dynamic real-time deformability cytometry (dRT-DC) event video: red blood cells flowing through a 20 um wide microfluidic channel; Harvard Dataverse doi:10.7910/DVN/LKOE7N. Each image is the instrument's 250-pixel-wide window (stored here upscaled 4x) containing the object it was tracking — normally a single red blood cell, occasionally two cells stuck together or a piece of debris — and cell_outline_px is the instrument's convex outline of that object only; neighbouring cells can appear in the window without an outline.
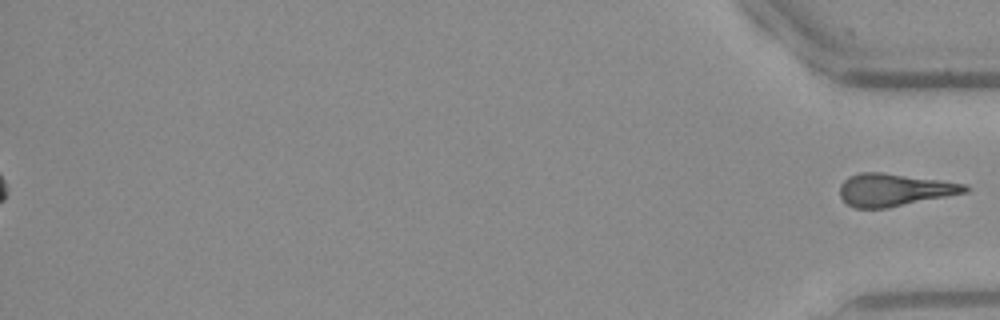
{"species": "Egyptian fruit bat (a non-hibernating species)", "species_latin": "Rousettus aegyptiacus", "temperature_condition": "warm", "stored_images_in_passage": 40, "segment_of_instrument_passage": [2, 2], "camera_frame_rate_fps": 3000, "um_per_image_px": 0.085, "frame": {"image": 1, "passage_image": 40, "time_ms": 13.0, "image_size_px": [1000, 320], "cell_outline_px": [[972, 188], [968, 192], [888, 208], [856, 208], [848, 204], [840, 196], [840, 184], [848, 176], [860, 172], [880, 172], [940, 180], [964, 184]], "centroid_in_image_um": [76.01, 16.13], "position_along_channel_um": 359.2, "area_um2": 23.7}}